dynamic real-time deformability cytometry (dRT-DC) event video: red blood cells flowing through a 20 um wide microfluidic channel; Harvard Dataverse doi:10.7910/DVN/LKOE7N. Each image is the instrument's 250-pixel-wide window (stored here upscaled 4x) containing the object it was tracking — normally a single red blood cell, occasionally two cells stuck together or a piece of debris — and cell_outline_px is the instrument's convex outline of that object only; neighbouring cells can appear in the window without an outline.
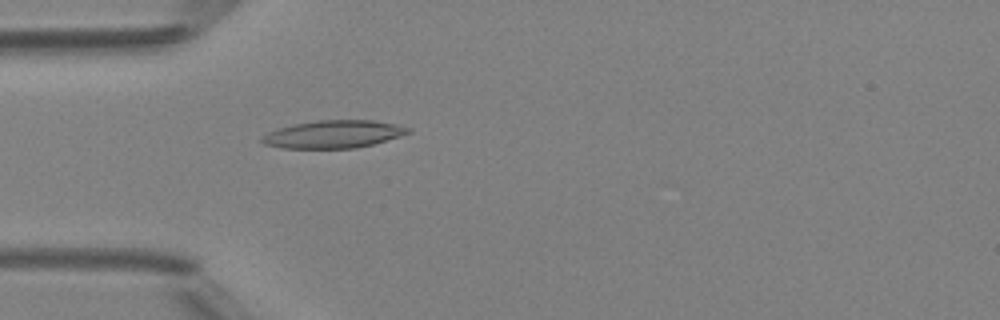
{"species": "Egyptian fruit bat (a non-hibernating species)", "species_latin": "Rousettus aegyptiacus", "temperature_condition": "room temperature", "stored_images_in_passage": 41, "camera_frame_rate_fps": 3000, "um_per_image_px": 0.085, "animal": {"sex": "female"}, "frame": {"image": 1, "passage_image": 7, "time_ms": 2.0, "image_size_px": [1000, 320], "cell_outline_px": [[412, 132], [400, 136], [372, 144], [356, 148], [284, 148], [264, 144], [260, 140], [268, 132], [276, 128], [316, 120], [372, 120], [412, 128]], "centroid_in_image_um": [28.34, 11.41], "position_along_channel_um": 56.7, "area_um2": 23.41}}
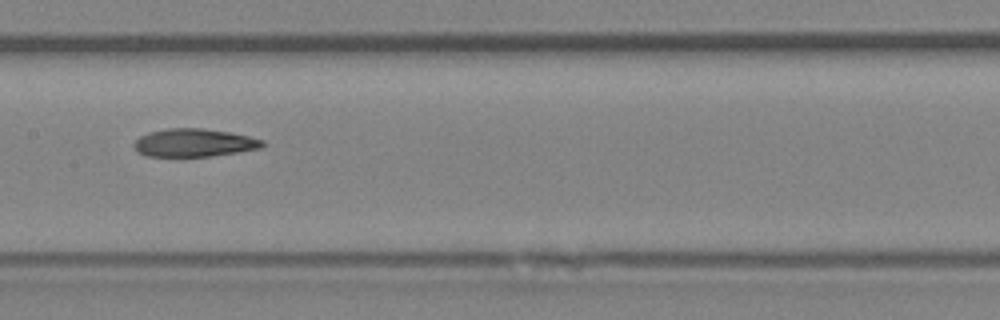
{"frame": {"image": 2, "passage_image": 17, "time_ms": 5.333, "image_size_px": [1000, 320], "cell_outline_px": [[264, 144], [260, 148], [236, 152], [208, 156], [144, 156], [132, 144], [140, 136], [148, 132], [168, 128], [200, 128], [228, 132], [248, 136], [264, 140]], "centroid_in_image_um": [16.47, 12.13], "position_along_channel_um": 190.9, "area_um2": 20.69}}
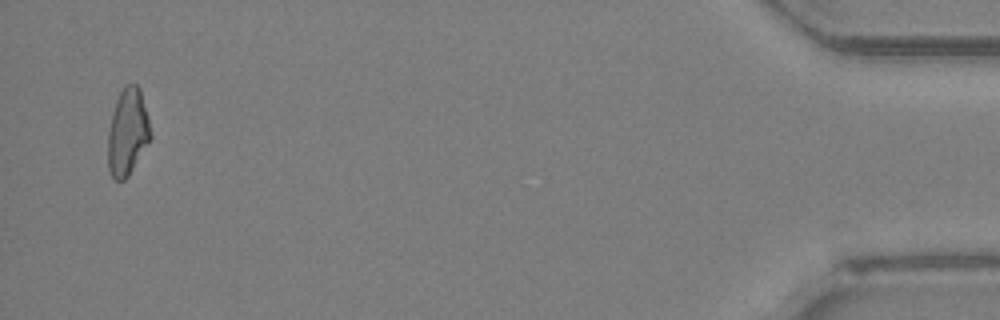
{"frame": {"image": 3, "passage_image": 40, "time_ms": 13.0, "image_size_px": [1000, 320], "cell_outline_px": [[152, 136], [148, 144], [128, 176], [124, 180], [116, 180], [112, 176], [108, 168], [108, 132], [112, 112], [116, 100], [120, 92], [128, 84], [136, 84], [140, 88], [148, 116], [152, 132]], "centroid_in_image_um": [10.86, 11.23], "position_along_channel_um": 424.3, "area_um2": 21.56}, "authors_computed_cell_mechanics": {"area_um2": 21.6172, "velocity_mm_per_s": 4.1902, "shape_relaxation_time_tau1_ms": null, "shape_relaxation_time_tau2_ms": 6.3685, "deformation_change_tau1": null, "deformation_change_tau2": 0.1633}}